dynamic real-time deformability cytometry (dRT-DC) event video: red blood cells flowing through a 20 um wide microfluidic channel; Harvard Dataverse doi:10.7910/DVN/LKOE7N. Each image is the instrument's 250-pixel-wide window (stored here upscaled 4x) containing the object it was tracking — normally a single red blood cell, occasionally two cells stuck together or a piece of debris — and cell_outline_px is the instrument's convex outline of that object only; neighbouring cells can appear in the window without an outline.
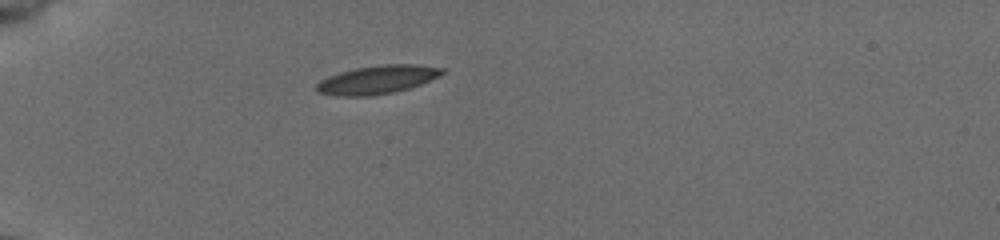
{"species": "common noctule bat (a hibernating species)", "species_latin": "Nyctalus noctula", "temperature_condition": "cold", "stored_images_in_passage": 32, "camera_frame_rate_fps": 3000, "um_per_image_px": 0.085, "animal": {"sex": "female", "body_mass_g": 19.5, "forearm_length_mm": 54.1}, "frame": {"image": 1, "passage_image": 1, "time_ms": 0.0, "image_size_px": [1000, 240], "cell_outline_px": [[444, 72], [440, 76], [420, 84], [396, 92], [372, 96], [336, 96], [316, 92], [316, 84], [320, 80], [328, 76], [340, 72], [356, 68], [380, 64], [416, 64], [444, 68]], "centroid_in_image_um": [32.05, 6.77], "position_along_channel_um": 52.9, "area_um2": 20.98}}
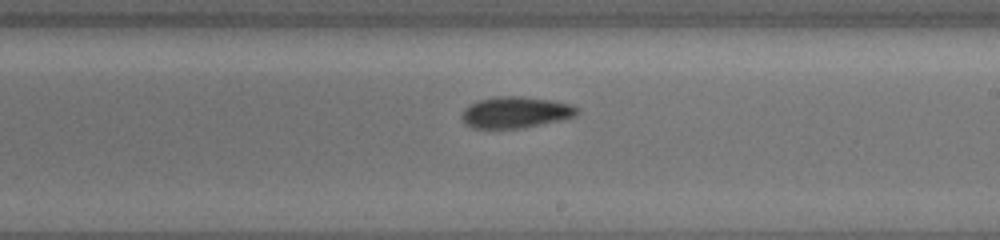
{"frame": {"image": 2, "passage_image": 18, "time_ms": 5.667, "image_size_px": [1000, 240], "cell_outline_px": [[580, 112], [576, 116], [560, 120], [520, 128], [472, 128], [464, 124], [460, 116], [460, 112], [464, 108], [476, 100], [496, 96], [520, 96], [552, 100], [572, 104], [580, 108]], "centroid_in_image_um": [43.8, 9.54], "position_along_channel_um": 245.2, "area_um2": 21.39}}
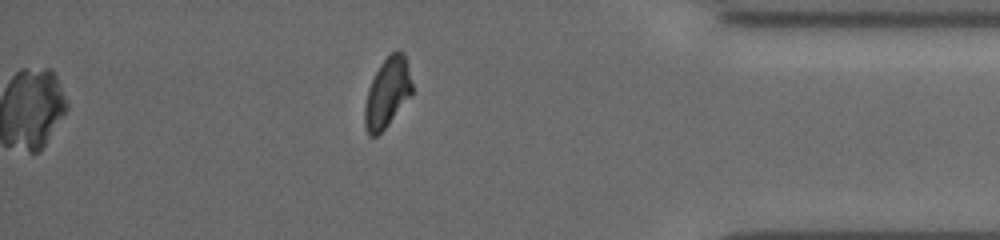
{"frame": {"image": 3, "passage_image": 32, "time_ms": 10.333, "image_size_px": [1000, 240], "cell_outline_px": [[412, 96], [388, 124], [376, 136], [368, 136], [364, 124], [364, 104], [368, 88], [380, 64], [396, 48], [404, 52], [412, 84]], "centroid_in_image_um": [32.92, 7.88], "position_along_channel_um": 402.3, "area_um2": 19.31}, "authors_computed_cell_mechanics": {"area_um2": 20.7502, "velocity_mm_per_s": 3.8594, "shape_relaxation_time_tau1_ms": 4.4314, "shape_relaxation_time_tau2_ms": 6.1924, "deformation_change_tau1": 0.156, "deformation_change_tau2": 0.1167}}